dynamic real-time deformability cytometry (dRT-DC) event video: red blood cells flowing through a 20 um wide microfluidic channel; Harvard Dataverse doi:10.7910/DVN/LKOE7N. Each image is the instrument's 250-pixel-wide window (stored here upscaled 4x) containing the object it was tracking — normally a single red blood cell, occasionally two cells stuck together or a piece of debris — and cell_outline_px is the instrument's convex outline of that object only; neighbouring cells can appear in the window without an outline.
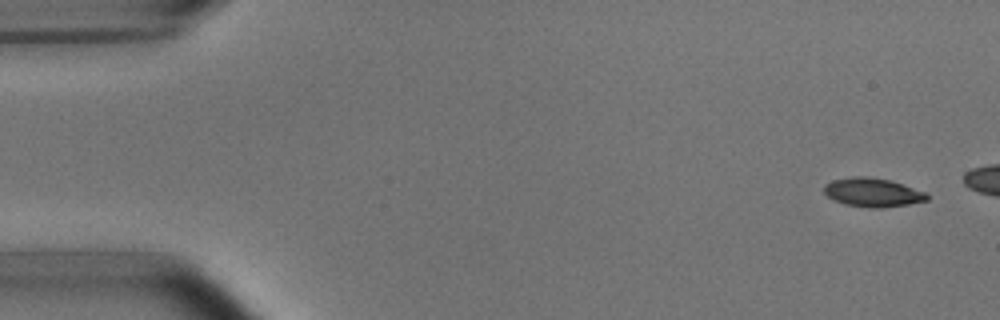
{"species": "common noctule bat (a hibernating species)", "species_latin": "Nyctalus noctula", "temperature_condition": "room temperature", "stored_images_in_passage": 5, "camera_frame_rate_fps": 3000, "um_per_image_px": 0.085, "animal": {"sex": "male", "body_mass_g": 15.6}, "frame": {"image": 1, "passage_image": 1, "time_ms": 0.0, "image_size_px": [1000, 320], "cell_outline_px": [[928, 200], [908, 204], [884, 208], [868, 208], [848, 204], [836, 200], [828, 196], [824, 192], [824, 184], [832, 180], [852, 176], [864, 176], [892, 180], [924, 192], [928, 196]], "centroid_in_image_um": [74.17, 16.35], "position_along_channel_um": 10.8, "area_um2": 17.17}}